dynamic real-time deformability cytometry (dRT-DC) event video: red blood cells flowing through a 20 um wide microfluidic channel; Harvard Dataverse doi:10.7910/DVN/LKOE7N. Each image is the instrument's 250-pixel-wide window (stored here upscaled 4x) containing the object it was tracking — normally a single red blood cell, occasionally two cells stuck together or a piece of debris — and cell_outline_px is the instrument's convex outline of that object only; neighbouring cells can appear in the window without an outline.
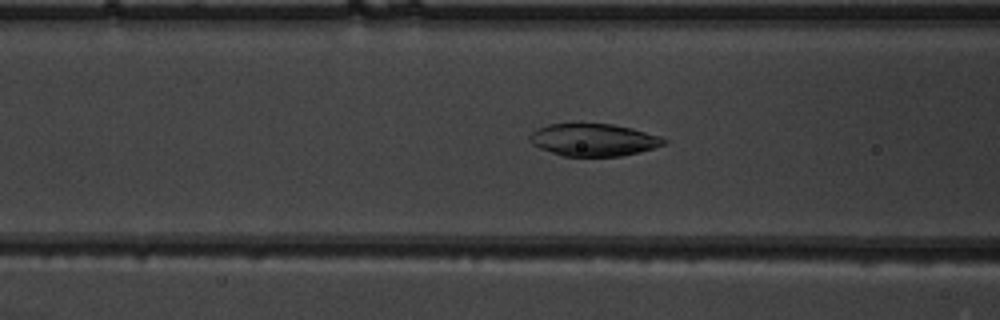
{"species": "common noctule bat (a hibernating species)", "species_latin": "Nyctalus noctula", "temperature_condition": "warm", "stored_images_in_passage": 29, "camera_frame_rate_fps": 3000, "um_per_image_px": 0.085, "animal": {"sex": "male", "body_mass_g": 19.5, "forearm_length_mm": 54.6}, "frame": {"image": 1, "passage_image": 7, "time_ms": 2.0, "image_size_px": [1000, 320], "cell_outline_px": [[668, 140], [664, 144], [640, 152], [620, 156], [564, 156], [540, 148], [532, 144], [528, 140], [528, 136], [532, 132], [548, 124], [612, 124], [632, 128], [660, 136]], "centroid_in_image_um": [50.45, 11.89], "position_along_channel_um": 116.1, "area_um2": 25.14}}
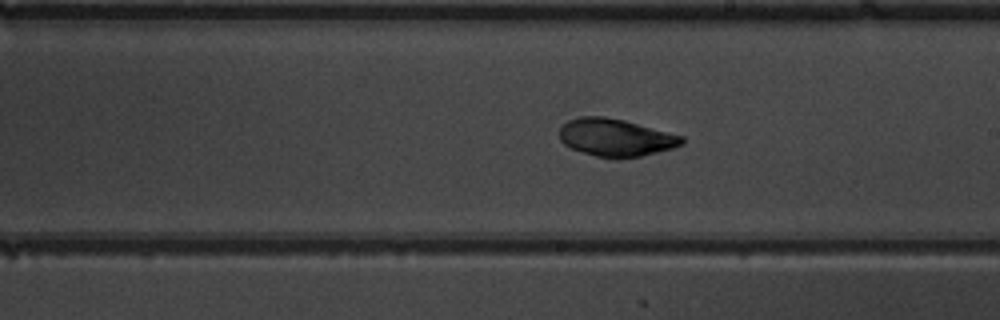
{"frame": {"image": 2, "passage_image": 16, "time_ms": 5.0, "image_size_px": [1000, 320], "cell_outline_px": [[684, 144], [672, 148], [640, 156], [616, 160], [596, 156], [572, 148], [564, 144], [560, 140], [560, 128], [568, 120], [580, 116], [604, 116], [624, 120], [684, 136]], "centroid_in_image_um": [52.34, 11.7], "position_along_channel_um": 236.7, "area_um2": 26.88}}
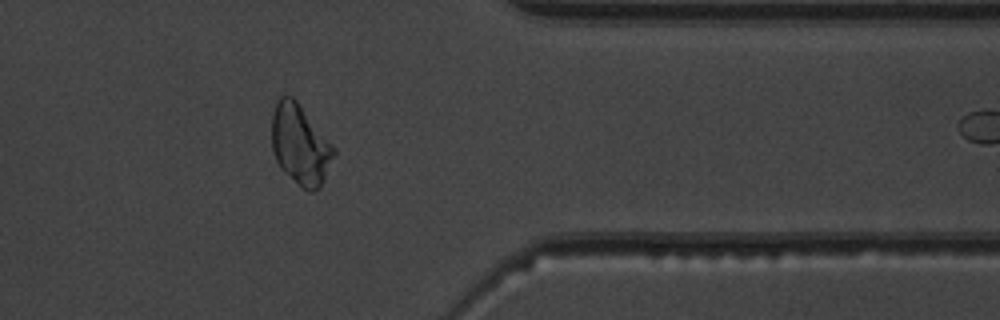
{"frame": {"image": 3, "passage_image": 28, "time_ms": 9.0, "image_size_px": [1000, 320], "cell_outline_px": [[336, 152], [324, 180], [320, 188], [312, 192], [308, 192], [300, 188], [280, 168], [276, 160], [272, 148], [272, 116], [276, 100], [284, 92], [292, 96], [296, 100], [336, 148]], "centroid_in_image_um": [25.51, 12.3], "position_along_channel_um": 385.9, "area_um2": 29.36}}